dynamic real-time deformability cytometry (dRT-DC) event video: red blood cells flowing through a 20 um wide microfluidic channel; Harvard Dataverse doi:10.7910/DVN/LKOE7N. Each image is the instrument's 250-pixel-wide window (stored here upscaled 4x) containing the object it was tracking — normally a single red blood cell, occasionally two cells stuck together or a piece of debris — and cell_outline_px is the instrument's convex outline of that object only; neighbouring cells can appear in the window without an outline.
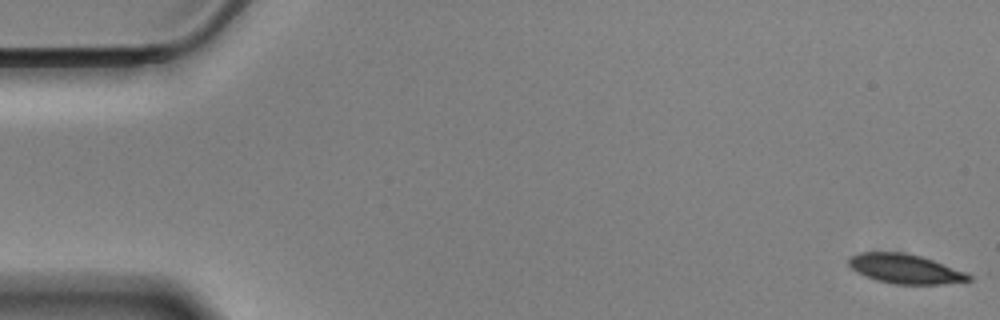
{"species": "Egyptian fruit bat (a non-hibernating species)", "species_latin": "Rousettus aegyptiacus", "temperature_condition": "cold", "stored_images_in_passage": 11, "camera_frame_rate_fps": 3000, "um_per_image_px": 0.085, "animal": {"sex": "male"}, "frame": {"image": 1, "passage_image": 1, "time_ms": 0.0, "image_size_px": [1000, 320], "cell_outline_px": [[972, 280], [940, 284], [892, 284], [876, 280], [864, 276], [856, 272], [848, 264], [848, 260], [852, 256], [860, 252], [904, 252], [920, 256], [932, 260], [964, 272], [972, 276]], "centroid_in_image_um": [76.89, 22.85], "position_along_channel_um": 8.1, "area_um2": 20.4}}